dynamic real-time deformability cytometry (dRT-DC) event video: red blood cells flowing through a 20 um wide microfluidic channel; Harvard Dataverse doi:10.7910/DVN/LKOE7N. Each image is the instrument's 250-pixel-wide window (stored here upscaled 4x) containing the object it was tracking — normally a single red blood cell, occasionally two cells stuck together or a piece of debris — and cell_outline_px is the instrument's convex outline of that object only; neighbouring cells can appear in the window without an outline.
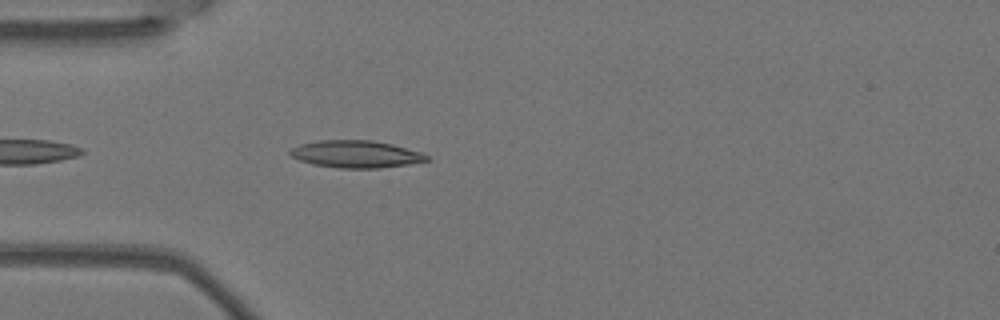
{"species": "Egyptian fruit bat (a non-hibernating species)", "species_latin": "Rousettus aegyptiacus", "temperature_condition": "warm", "stored_images_in_passage": 3, "camera_frame_rate_fps": 3000, "um_per_image_px": 0.085, "animal": {"sex": "female"}, "frame": {"image": 1, "passage_image": 3, "time_ms": 0.667, "image_size_px": [1000, 320], "cell_outline_px": [[428, 160], [408, 164], [380, 168], [340, 168], [312, 164], [300, 160], [292, 156], [288, 152], [292, 148], [300, 144], [316, 140], [372, 140], [392, 144], [420, 152], [428, 156]], "centroid_in_image_um": [30.22, 13.09], "position_along_channel_um": 54.8, "area_um2": 21.56}}